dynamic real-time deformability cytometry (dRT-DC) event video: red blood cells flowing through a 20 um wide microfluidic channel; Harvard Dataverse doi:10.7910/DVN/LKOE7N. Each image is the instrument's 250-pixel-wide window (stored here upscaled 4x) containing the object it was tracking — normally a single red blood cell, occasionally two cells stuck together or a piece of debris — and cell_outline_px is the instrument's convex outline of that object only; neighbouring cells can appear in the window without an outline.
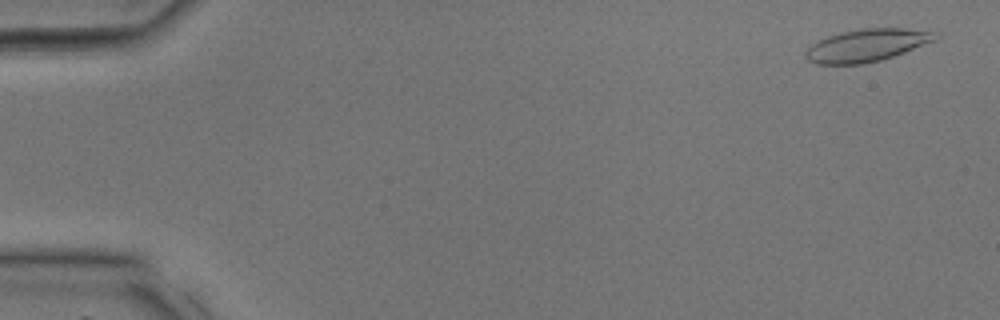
{"species": "common noctule bat (a hibernating species)", "species_latin": "Nyctalus noctula", "temperature_condition": "room temperature", "stored_images_in_passage": 37, "camera_frame_rate_fps": 3000, "um_per_image_px": 0.085, "animal": {"sex": "male", "body_mass_g": 17.9, "forearm_length_mm": 54.2}, "frame": {"image": 1, "passage_image": 2, "time_ms": 0.333, "image_size_px": [1000, 320], "cell_outline_px": [[940, 36], [936, 40], [904, 52], [880, 60], [864, 64], [816, 64], [808, 60], [804, 56], [804, 52], [812, 44], [828, 36], [844, 32], [864, 28], [904, 28], [940, 32]], "centroid_in_image_um": [73.71, 3.85], "position_along_channel_um": 11.3, "area_um2": 24.51}}
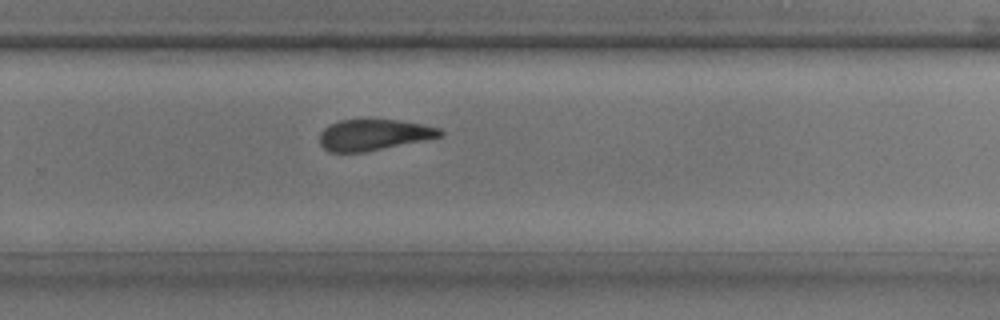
{"frame": {"image": 2, "passage_image": 25, "time_ms": 8.0, "image_size_px": [1000, 320], "cell_outline_px": [[444, 136], [364, 152], [328, 152], [320, 144], [320, 132], [328, 124], [340, 120], [368, 116], [396, 120], [420, 124], [440, 128], [444, 132]], "centroid_in_image_um": [31.73, 11.41], "position_along_channel_um": 298.1, "area_um2": 22.48}}
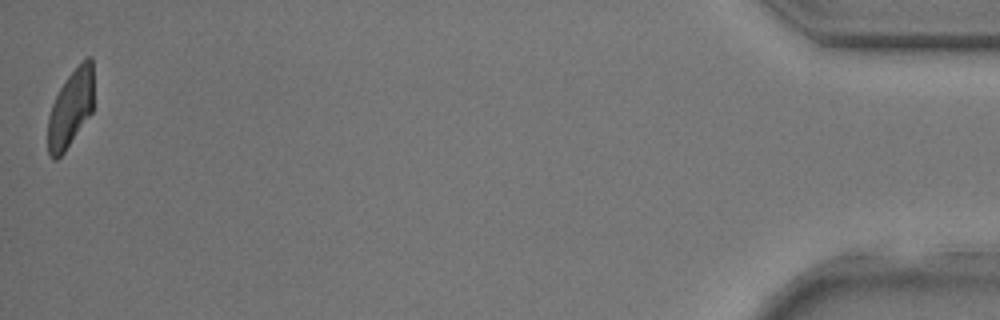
{"frame": {"image": 3, "passage_image": 37, "time_ms": 12.0, "image_size_px": [1000, 320], "cell_outline_px": [[92, 112], [64, 152], [56, 160], [52, 160], [48, 156], [48, 116], [52, 104], [60, 88], [68, 76], [88, 56], [92, 56]], "centroid_in_image_um": [5.98, 9.26], "position_along_channel_um": 429.2, "area_um2": 20.29}}